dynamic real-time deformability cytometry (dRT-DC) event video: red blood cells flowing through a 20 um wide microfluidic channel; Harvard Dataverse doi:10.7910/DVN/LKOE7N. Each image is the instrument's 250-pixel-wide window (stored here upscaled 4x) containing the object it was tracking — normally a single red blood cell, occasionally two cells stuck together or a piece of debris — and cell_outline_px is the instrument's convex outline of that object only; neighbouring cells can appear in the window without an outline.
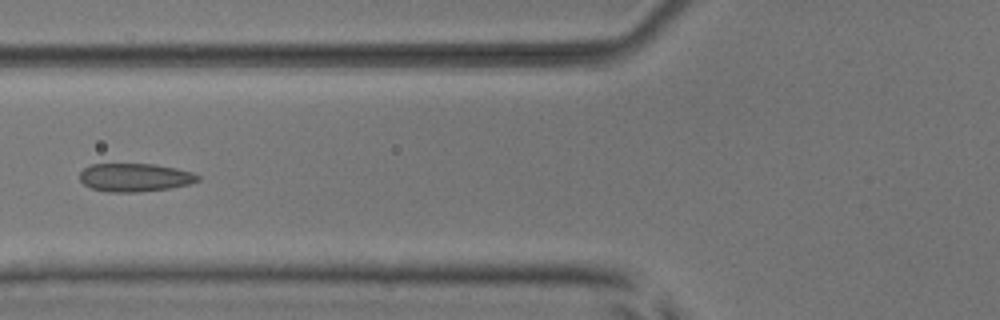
{"species": "common noctule bat (a hibernating species)", "species_latin": "Nyctalus noctula", "temperature_condition": "room temperature", "stored_images_in_passage": 6, "camera_frame_rate_fps": 3000, "um_per_image_px": 0.085, "animal": {"sex": "male", "body_mass_g": 17.9, "forearm_length_mm": 54.2}, "frame": {"image": 1, "passage_image": 6, "time_ms": 1.667, "image_size_px": [1000, 320], "cell_outline_px": [[200, 180], [188, 184], [168, 188], [140, 192], [104, 192], [92, 188], [84, 184], [80, 180], [80, 172], [84, 168], [92, 164], [152, 164], [176, 168], [192, 172], [200, 176]], "centroid_in_image_um": [11.45, 15.08], "position_along_channel_um": 114.4, "area_um2": 19.42}}